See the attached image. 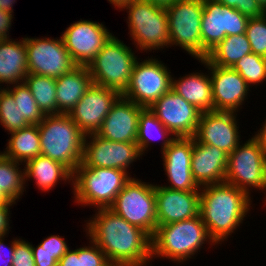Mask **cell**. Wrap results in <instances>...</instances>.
<instances>
[{
  "label": "cell",
  "mask_w": 266,
  "mask_h": 266,
  "mask_svg": "<svg viewBox=\"0 0 266 266\" xmlns=\"http://www.w3.org/2000/svg\"><path fill=\"white\" fill-rule=\"evenodd\" d=\"M84 220V232L106 255L109 262L148 266L152 238L109 208H98Z\"/></svg>",
  "instance_id": "obj_1"
},
{
  "label": "cell",
  "mask_w": 266,
  "mask_h": 266,
  "mask_svg": "<svg viewBox=\"0 0 266 266\" xmlns=\"http://www.w3.org/2000/svg\"><path fill=\"white\" fill-rule=\"evenodd\" d=\"M252 197L227 182L200 187V216L216 245L228 241L250 213Z\"/></svg>",
  "instance_id": "obj_2"
},
{
  "label": "cell",
  "mask_w": 266,
  "mask_h": 266,
  "mask_svg": "<svg viewBox=\"0 0 266 266\" xmlns=\"http://www.w3.org/2000/svg\"><path fill=\"white\" fill-rule=\"evenodd\" d=\"M203 244L211 247L216 245L209 237L200 215L180 222L157 225L151 242V261L166 258L169 262L171 260L184 265L186 261L195 258L194 255L197 256L204 248Z\"/></svg>",
  "instance_id": "obj_3"
},
{
  "label": "cell",
  "mask_w": 266,
  "mask_h": 266,
  "mask_svg": "<svg viewBox=\"0 0 266 266\" xmlns=\"http://www.w3.org/2000/svg\"><path fill=\"white\" fill-rule=\"evenodd\" d=\"M41 155L58 161L72 173L82 162L85 135L68 114L45 115L37 125Z\"/></svg>",
  "instance_id": "obj_4"
},
{
  "label": "cell",
  "mask_w": 266,
  "mask_h": 266,
  "mask_svg": "<svg viewBox=\"0 0 266 266\" xmlns=\"http://www.w3.org/2000/svg\"><path fill=\"white\" fill-rule=\"evenodd\" d=\"M131 176L124 170L89 168L80 164L73 172L74 203L93 209L109 208L114 203L117 194L132 178Z\"/></svg>",
  "instance_id": "obj_5"
},
{
  "label": "cell",
  "mask_w": 266,
  "mask_h": 266,
  "mask_svg": "<svg viewBox=\"0 0 266 266\" xmlns=\"http://www.w3.org/2000/svg\"><path fill=\"white\" fill-rule=\"evenodd\" d=\"M128 13L126 24L135 49L141 53L170 47L167 11L165 7L145 0H134L120 11ZM165 47V48H164ZM155 50V51H154ZM144 51V52H143Z\"/></svg>",
  "instance_id": "obj_6"
},
{
  "label": "cell",
  "mask_w": 266,
  "mask_h": 266,
  "mask_svg": "<svg viewBox=\"0 0 266 266\" xmlns=\"http://www.w3.org/2000/svg\"><path fill=\"white\" fill-rule=\"evenodd\" d=\"M136 52L113 35L88 65L93 84L116 90L122 95L139 59Z\"/></svg>",
  "instance_id": "obj_7"
},
{
  "label": "cell",
  "mask_w": 266,
  "mask_h": 266,
  "mask_svg": "<svg viewBox=\"0 0 266 266\" xmlns=\"http://www.w3.org/2000/svg\"><path fill=\"white\" fill-rule=\"evenodd\" d=\"M109 209L152 238L157 229L155 184L132 177Z\"/></svg>",
  "instance_id": "obj_8"
},
{
  "label": "cell",
  "mask_w": 266,
  "mask_h": 266,
  "mask_svg": "<svg viewBox=\"0 0 266 266\" xmlns=\"http://www.w3.org/2000/svg\"><path fill=\"white\" fill-rule=\"evenodd\" d=\"M266 175V149L252 136L228 155L225 182L245 191L250 197L263 192Z\"/></svg>",
  "instance_id": "obj_9"
},
{
  "label": "cell",
  "mask_w": 266,
  "mask_h": 266,
  "mask_svg": "<svg viewBox=\"0 0 266 266\" xmlns=\"http://www.w3.org/2000/svg\"><path fill=\"white\" fill-rule=\"evenodd\" d=\"M165 9L170 48L178 46L193 58L202 60L203 0H175Z\"/></svg>",
  "instance_id": "obj_10"
},
{
  "label": "cell",
  "mask_w": 266,
  "mask_h": 266,
  "mask_svg": "<svg viewBox=\"0 0 266 266\" xmlns=\"http://www.w3.org/2000/svg\"><path fill=\"white\" fill-rule=\"evenodd\" d=\"M135 62L129 85L122 94L144 108H150L172 86V74L165 63L150 55ZM143 60V61H142Z\"/></svg>",
  "instance_id": "obj_11"
},
{
  "label": "cell",
  "mask_w": 266,
  "mask_h": 266,
  "mask_svg": "<svg viewBox=\"0 0 266 266\" xmlns=\"http://www.w3.org/2000/svg\"><path fill=\"white\" fill-rule=\"evenodd\" d=\"M249 18L217 0H203L201 21L202 60L226 36L245 33Z\"/></svg>",
  "instance_id": "obj_12"
},
{
  "label": "cell",
  "mask_w": 266,
  "mask_h": 266,
  "mask_svg": "<svg viewBox=\"0 0 266 266\" xmlns=\"http://www.w3.org/2000/svg\"><path fill=\"white\" fill-rule=\"evenodd\" d=\"M41 37H24L28 74L58 78L77 66L65 48L61 35L59 39Z\"/></svg>",
  "instance_id": "obj_13"
},
{
  "label": "cell",
  "mask_w": 266,
  "mask_h": 266,
  "mask_svg": "<svg viewBox=\"0 0 266 266\" xmlns=\"http://www.w3.org/2000/svg\"><path fill=\"white\" fill-rule=\"evenodd\" d=\"M140 158L142 160L137 143L115 142L97 134L84 137L81 164L85 167L115 168L124 170L130 175L131 166Z\"/></svg>",
  "instance_id": "obj_14"
},
{
  "label": "cell",
  "mask_w": 266,
  "mask_h": 266,
  "mask_svg": "<svg viewBox=\"0 0 266 266\" xmlns=\"http://www.w3.org/2000/svg\"><path fill=\"white\" fill-rule=\"evenodd\" d=\"M113 35L103 22L80 19L69 25L61 37L74 63L88 66Z\"/></svg>",
  "instance_id": "obj_15"
},
{
  "label": "cell",
  "mask_w": 266,
  "mask_h": 266,
  "mask_svg": "<svg viewBox=\"0 0 266 266\" xmlns=\"http://www.w3.org/2000/svg\"><path fill=\"white\" fill-rule=\"evenodd\" d=\"M149 109L176 137H193L202 113L172 89L163 94Z\"/></svg>",
  "instance_id": "obj_16"
},
{
  "label": "cell",
  "mask_w": 266,
  "mask_h": 266,
  "mask_svg": "<svg viewBox=\"0 0 266 266\" xmlns=\"http://www.w3.org/2000/svg\"><path fill=\"white\" fill-rule=\"evenodd\" d=\"M120 96L116 90L92 84L68 115L85 136L96 134Z\"/></svg>",
  "instance_id": "obj_17"
},
{
  "label": "cell",
  "mask_w": 266,
  "mask_h": 266,
  "mask_svg": "<svg viewBox=\"0 0 266 266\" xmlns=\"http://www.w3.org/2000/svg\"><path fill=\"white\" fill-rule=\"evenodd\" d=\"M237 112L209 111L201 113L194 139L215 146L228 155L242 142Z\"/></svg>",
  "instance_id": "obj_18"
},
{
  "label": "cell",
  "mask_w": 266,
  "mask_h": 266,
  "mask_svg": "<svg viewBox=\"0 0 266 266\" xmlns=\"http://www.w3.org/2000/svg\"><path fill=\"white\" fill-rule=\"evenodd\" d=\"M212 85L214 111L239 112L250 97L251 87L230 67H220L211 64L207 59Z\"/></svg>",
  "instance_id": "obj_19"
},
{
  "label": "cell",
  "mask_w": 266,
  "mask_h": 266,
  "mask_svg": "<svg viewBox=\"0 0 266 266\" xmlns=\"http://www.w3.org/2000/svg\"><path fill=\"white\" fill-rule=\"evenodd\" d=\"M194 137H176L161 153L163 171L167 176L166 188L179 191H200L191 172Z\"/></svg>",
  "instance_id": "obj_20"
},
{
  "label": "cell",
  "mask_w": 266,
  "mask_h": 266,
  "mask_svg": "<svg viewBox=\"0 0 266 266\" xmlns=\"http://www.w3.org/2000/svg\"><path fill=\"white\" fill-rule=\"evenodd\" d=\"M157 225L171 224L200 215V191L172 190L155 184Z\"/></svg>",
  "instance_id": "obj_21"
},
{
  "label": "cell",
  "mask_w": 266,
  "mask_h": 266,
  "mask_svg": "<svg viewBox=\"0 0 266 266\" xmlns=\"http://www.w3.org/2000/svg\"><path fill=\"white\" fill-rule=\"evenodd\" d=\"M143 109L144 107L121 95L112 105L96 134L115 142L136 143L139 115Z\"/></svg>",
  "instance_id": "obj_22"
},
{
  "label": "cell",
  "mask_w": 266,
  "mask_h": 266,
  "mask_svg": "<svg viewBox=\"0 0 266 266\" xmlns=\"http://www.w3.org/2000/svg\"><path fill=\"white\" fill-rule=\"evenodd\" d=\"M228 154L194 139L191 172L199 187L225 182Z\"/></svg>",
  "instance_id": "obj_23"
},
{
  "label": "cell",
  "mask_w": 266,
  "mask_h": 266,
  "mask_svg": "<svg viewBox=\"0 0 266 266\" xmlns=\"http://www.w3.org/2000/svg\"><path fill=\"white\" fill-rule=\"evenodd\" d=\"M203 64L207 73L192 72L180 76L178 79L172 77L171 89L191 103L198 110L203 112L214 111V102L212 97V85L208 65L203 60H198Z\"/></svg>",
  "instance_id": "obj_24"
},
{
  "label": "cell",
  "mask_w": 266,
  "mask_h": 266,
  "mask_svg": "<svg viewBox=\"0 0 266 266\" xmlns=\"http://www.w3.org/2000/svg\"><path fill=\"white\" fill-rule=\"evenodd\" d=\"M16 40L10 38L0 42V84L2 87L22 83L28 75L25 40L23 37Z\"/></svg>",
  "instance_id": "obj_25"
},
{
  "label": "cell",
  "mask_w": 266,
  "mask_h": 266,
  "mask_svg": "<svg viewBox=\"0 0 266 266\" xmlns=\"http://www.w3.org/2000/svg\"><path fill=\"white\" fill-rule=\"evenodd\" d=\"M92 84L88 66L77 65L56 78L57 114H68Z\"/></svg>",
  "instance_id": "obj_26"
},
{
  "label": "cell",
  "mask_w": 266,
  "mask_h": 266,
  "mask_svg": "<svg viewBox=\"0 0 266 266\" xmlns=\"http://www.w3.org/2000/svg\"><path fill=\"white\" fill-rule=\"evenodd\" d=\"M25 186L28 181L34 180L38 190L49 192L60 183L72 185L73 173L62 163L49 157L39 155L24 164Z\"/></svg>",
  "instance_id": "obj_27"
},
{
  "label": "cell",
  "mask_w": 266,
  "mask_h": 266,
  "mask_svg": "<svg viewBox=\"0 0 266 266\" xmlns=\"http://www.w3.org/2000/svg\"><path fill=\"white\" fill-rule=\"evenodd\" d=\"M6 148L1 152L5 157L22 164L41 155V141L37 125L10 133Z\"/></svg>",
  "instance_id": "obj_28"
},
{
  "label": "cell",
  "mask_w": 266,
  "mask_h": 266,
  "mask_svg": "<svg viewBox=\"0 0 266 266\" xmlns=\"http://www.w3.org/2000/svg\"><path fill=\"white\" fill-rule=\"evenodd\" d=\"M176 138L155 116V114L149 109L144 108L138 121V134L136 143L141 156H146L148 149L152 147L158 139L162 141L161 153L171 144ZM153 142V143H152ZM150 147V148H149ZM146 151V152H145Z\"/></svg>",
  "instance_id": "obj_29"
},
{
  "label": "cell",
  "mask_w": 266,
  "mask_h": 266,
  "mask_svg": "<svg viewBox=\"0 0 266 266\" xmlns=\"http://www.w3.org/2000/svg\"><path fill=\"white\" fill-rule=\"evenodd\" d=\"M24 164L5 157L0 150V203H18L24 195Z\"/></svg>",
  "instance_id": "obj_30"
},
{
  "label": "cell",
  "mask_w": 266,
  "mask_h": 266,
  "mask_svg": "<svg viewBox=\"0 0 266 266\" xmlns=\"http://www.w3.org/2000/svg\"><path fill=\"white\" fill-rule=\"evenodd\" d=\"M252 53L251 45L245 33L226 36L206 59L213 65L220 67H232L243 56Z\"/></svg>",
  "instance_id": "obj_31"
},
{
  "label": "cell",
  "mask_w": 266,
  "mask_h": 266,
  "mask_svg": "<svg viewBox=\"0 0 266 266\" xmlns=\"http://www.w3.org/2000/svg\"><path fill=\"white\" fill-rule=\"evenodd\" d=\"M24 82L44 115L57 114L56 78L28 74Z\"/></svg>",
  "instance_id": "obj_32"
},
{
  "label": "cell",
  "mask_w": 266,
  "mask_h": 266,
  "mask_svg": "<svg viewBox=\"0 0 266 266\" xmlns=\"http://www.w3.org/2000/svg\"><path fill=\"white\" fill-rule=\"evenodd\" d=\"M14 97V101L20 110L21 118L30 125H38L45 117L35 101L29 87L25 82L5 87Z\"/></svg>",
  "instance_id": "obj_33"
},
{
  "label": "cell",
  "mask_w": 266,
  "mask_h": 266,
  "mask_svg": "<svg viewBox=\"0 0 266 266\" xmlns=\"http://www.w3.org/2000/svg\"><path fill=\"white\" fill-rule=\"evenodd\" d=\"M252 88L266 82V57L250 53L243 56L232 67Z\"/></svg>",
  "instance_id": "obj_34"
},
{
  "label": "cell",
  "mask_w": 266,
  "mask_h": 266,
  "mask_svg": "<svg viewBox=\"0 0 266 266\" xmlns=\"http://www.w3.org/2000/svg\"><path fill=\"white\" fill-rule=\"evenodd\" d=\"M0 125L5 132L6 130L9 132V135L30 125L24 118H21L14 97L6 88L0 93Z\"/></svg>",
  "instance_id": "obj_35"
},
{
  "label": "cell",
  "mask_w": 266,
  "mask_h": 266,
  "mask_svg": "<svg viewBox=\"0 0 266 266\" xmlns=\"http://www.w3.org/2000/svg\"><path fill=\"white\" fill-rule=\"evenodd\" d=\"M245 34L252 53L266 57V14L259 18H249Z\"/></svg>",
  "instance_id": "obj_36"
},
{
  "label": "cell",
  "mask_w": 266,
  "mask_h": 266,
  "mask_svg": "<svg viewBox=\"0 0 266 266\" xmlns=\"http://www.w3.org/2000/svg\"><path fill=\"white\" fill-rule=\"evenodd\" d=\"M88 246L83 245L78 248L80 266H106L110 262L102 250L90 239Z\"/></svg>",
  "instance_id": "obj_37"
},
{
  "label": "cell",
  "mask_w": 266,
  "mask_h": 266,
  "mask_svg": "<svg viewBox=\"0 0 266 266\" xmlns=\"http://www.w3.org/2000/svg\"><path fill=\"white\" fill-rule=\"evenodd\" d=\"M32 252H47L54 255L58 262L64 254L70 249L63 236L50 235L44 238L36 247L31 244Z\"/></svg>",
  "instance_id": "obj_38"
},
{
  "label": "cell",
  "mask_w": 266,
  "mask_h": 266,
  "mask_svg": "<svg viewBox=\"0 0 266 266\" xmlns=\"http://www.w3.org/2000/svg\"><path fill=\"white\" fill-rule=\"evenodd\" d=\"M225 6L237 9L248 18H259L266 12L258 4L257 0H217Z\"/></svg>",
  "instance_id": "obj_39"
},
{
  "label": "cell",
  "mask_w": 266,
  "mask_h": 266,
  "mask_svg": "<svg viewBox=\"0 0 266 266\" xmlns=\"http://www.w3.org/2000/svg\"><path fill=\"white\" fill-rule=\"evenodd\" d=\"M12 266H36L31 243L22 238H15Z\"/></svg>",
  "instance_id": "obj_40"
},
{
  "label": "cell",
  "mask_w": 266,
  "mask_h": 266,
  "mask_svg": "<svg viewBox=\"0 0 266 266\" xmlns=\"http://www.w3.org/2000/svg\"><path fill=\"white\" fill-rule=\"evenodd\" d=\"M6 237H8V235L0 236V266H12L13 263L15 238H13L8 245L4 242Z\"/></svg>",
  "instance_id": "obj_41"
},
{
  "label": "cell",
  "mask_w": 266,
  "mask_h": 266,
  "mask_svg": "<svg viewBox=\"0 0 266 266\" xmlns=\"http://www.w3.org/2000/svg\"><path fill=\"white\" fill-rule=\"evenodd\" d=\"M17 203H0V236H5L10 233V218H11V206Z\"/></svg>",
  "instance_id": "obj_42"
},
{
  "label": "cell",
  "mask_w": 266,
  "mask_h": 266,
  "mask_svg": "<svg viewBox=\"0 0 266 266\" xmlns=\"http://www.w3.org/2000/svg\"><path fill=\"white\" fill-rule=\"evenodd\" d=\"M14 14L0 10V37L2 39H10V29L12 26V19Z\"/></svg>",
  "instance_id": "obj_43"
},
{
  "label": "cell",
  "mask_w": 266,
  "mask_h": 266,
  "mask_svg": "<svg viewBox=\"0 0 266 266\" xmlns=\"http://www.w3.org/2000/svg\"><path fill=\"white\" fill-rule=\"evenodd\" d=\"M57 266H80V258L78 257V248L69 249L64 256L58 261Z\"/></svg>",
  "instance_id": "obj_44"
},
{
  "label": "cell",
  "mask_w": 266,
  "mask_h": 266,
  "mask_svg": "<svg viewBox=\"0 0 266 266\" xmlns=\"http://www.w3.org/2000/svg\"><path fill=\"white\" fill-rule=\"evenodd\" d=\"M36 266H57L54 255L47 252H33Z\"/></svg>",
  "instance_id": "obj_45"
},
{
  "label": "cell",
  "mask_w": 266,
  "mask_h": 266,
  "mask_svg": "<svg viewBox=\"0 0 266 266\" xmlns=\"http://www.w3.org/2000/svg\"><path fill=\"white\" fill-rule=\"evenodd\" d=\"M263 124L261 125V127L259 128V130H257V132H254L255 134L253 135L260 143L263 147H265L266 149V118L265 121L262 122Z\"/></svg>",
  "instance_id": "obj_46"
},
{
  "label": "cell",
  "mask_w": 266,
  "mask_h": 266,
  "mask_svg": "<svg viewBox=\"0 0 266 266\" xmlns=\"http://www.w3.org/2000/svg\"><path fill=\"white\" fill-rule=\"evenodd\" d=\"M16 2V0H0V10L13 14V4H15Z\"/></svg>",
  "instance_id": "obj_47"
},
{
  "label": "cell",
  "mask_w": 266,
  "mask_h": 266,
  "mask_svg": "<svg viewBox=\"0 0 266 266\" xmlns=\"http://www.w3.org/2000/svg\"><path fill=\"white\" fill-rule=\"evenodd\" d=\"M133 1L134 0H108L116 10H121L125 5L132 3Z\"/></svg>",
  "instance_id": "obj_48"
},
{
  "label": "cell",
  "mask_w": 266,
  "mask_h": 266,
  "mask_svg": "<svg viewBox=\"0 0 266 266\" xmlns=\"http://www.w3.org/2000/svg\"><path fill=\"white\" fill-rule=\"evenodd\" d=\"M152 4H156L162 7H167L169 4L173 3L175 0H145Z\"/></svg>",
  "instance_id": "obj_49"
},
{
  "label": "cell",
  "mask_w": 266,
  "mask_h": 266,
  "mask_svg": "<svg viewBox=\"0 0 266 266\" xmlns=\"http://www.w3.org/2000/svg\"><path fill=\"white\" fill-rule=\"evenodd\" d=\"M261 8L266 12V0H257Z\"/></svg>",
  "instance_id": "obj_50"
},
{
  "label": "cell",
  "mask_w": 266,
  "mask_h": 266,
  "mask_svg": "<svg viewBox=\"0 0 266 266\" xmlns=\"http://www.w3.org/2000/svg\"><path fill=\"white\" fill-rule=\"evenodd\" d=\"M106 266H133V265H128V264H119V263H112L110 262L108 265Z\"/></svg>",
  "instance_id": "obj_51"
},
{
  "label": "cell",
  "mask_w": 266,
  "mask_h": 266,
  "mask_svg": "<svg viewBox=\"0 0 266 266\" xmlns=\"http://www.w3.org/2000/svg\"><path fill=\"white\" fill-rule=\"evenodd\" d=\"M265 191V192H264ZM263 193H264V202L263 203H265L264 205H266V175H265V186H264V189H263Z\"/></svg>",
  "instance_id": "obj_52"
},
{
  "label": "cell",
  "mask_w": 266,
  "mask_h": 266,
  "mask_svg": "<svg viewBox=\"0 0 266 266\" xmlns=\"http://www.w3.org/2000/svg\"><path fill=\"white\" fill-rule=\"evenodd\" d=\"M3 89H4V87L2 88L1 85H0V93L2 92Z\"/></svg>",
  "instance_id": "obj_53"
}]
</instances>
